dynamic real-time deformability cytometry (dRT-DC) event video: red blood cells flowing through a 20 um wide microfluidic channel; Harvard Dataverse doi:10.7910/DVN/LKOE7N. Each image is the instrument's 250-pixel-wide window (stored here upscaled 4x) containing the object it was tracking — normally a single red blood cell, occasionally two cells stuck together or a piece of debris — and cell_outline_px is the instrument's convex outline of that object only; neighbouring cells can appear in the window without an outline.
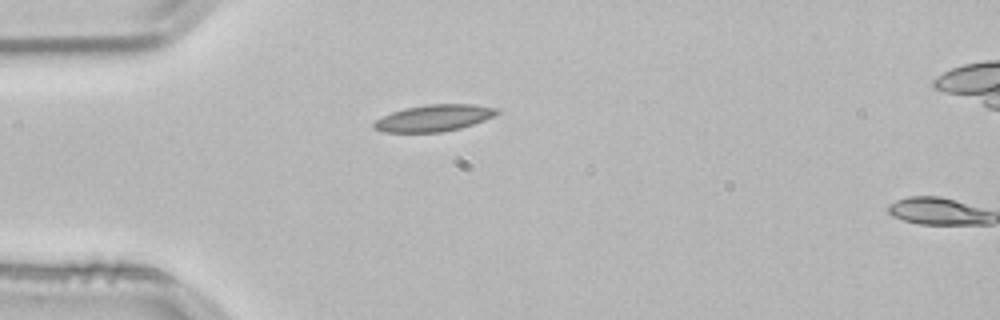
{"species": "common noctule bat (a hibernating species)", "species_latin": "Nyctalus noctula", "temperature_condition": "room temperature", "stored_images_in_passage": 2, "camera_frame_rate_fps": 3000, "um_per_image_px": 0.085, "animal": {"sex": "male", "body_mass_g": 21.5, "forearm_length_mm": 52.0}, "frame": {"image": 1, "passage_image": 1, "time_ms": 0.0, "image_size_px": [1000, 320], "cell_outline_px": [[500, 112], [484, 120], [460, 128], [440, 132], [380, 132], [372, 128], [372, 124], [376, 120], [392, 112], [404, 108], [424, 104], [472, 104], [500, 108]], "centroid_in_image_um": [36.86, 10.02], "position_along_channel_um": 48.1, "area_um2": 19.13}}